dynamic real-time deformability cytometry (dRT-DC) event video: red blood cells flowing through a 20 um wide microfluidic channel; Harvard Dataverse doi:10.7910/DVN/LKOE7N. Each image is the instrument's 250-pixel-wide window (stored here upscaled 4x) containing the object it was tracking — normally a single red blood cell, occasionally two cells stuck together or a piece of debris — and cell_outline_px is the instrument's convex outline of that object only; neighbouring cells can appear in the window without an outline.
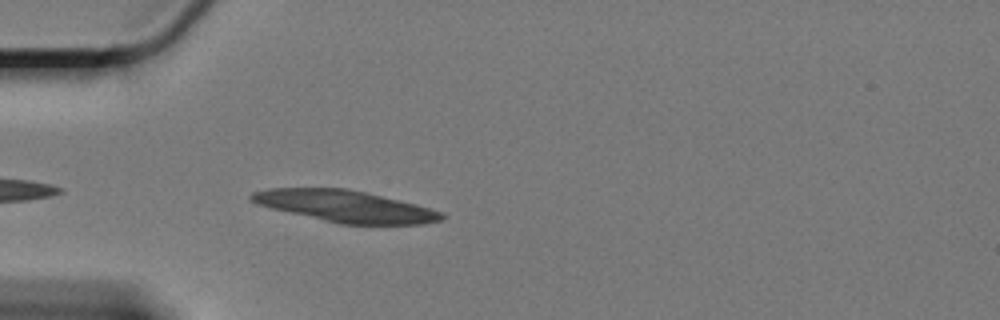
{"species": "Egyptian fruit bat (a non-hibernating species)", "species_latin": "Rousettus aegyptiacus", "temperature_condition": "cold", "stored_images_in_passage": 23, "camera_frame_rate_fps": 3000, "um_per_image_px": 0.085, "animal": {"sex": "female"}, "frame": {"image": 1, "passage_image": 3, "time_ms": 0.667, "image_size_px": [1000, 320], "cell_outline_px": [[444, 220], [424, 224], [340, 224], [272, 208], [256, 204], [248, 200], [248, 196], [252, 192], [268, 188], [348, 188], [416, 204], [444, 212]], "centroid_in_image_um": [29.35, 17.52], "position_along_channel_um": 55.7, "area_um2": 35.03}}
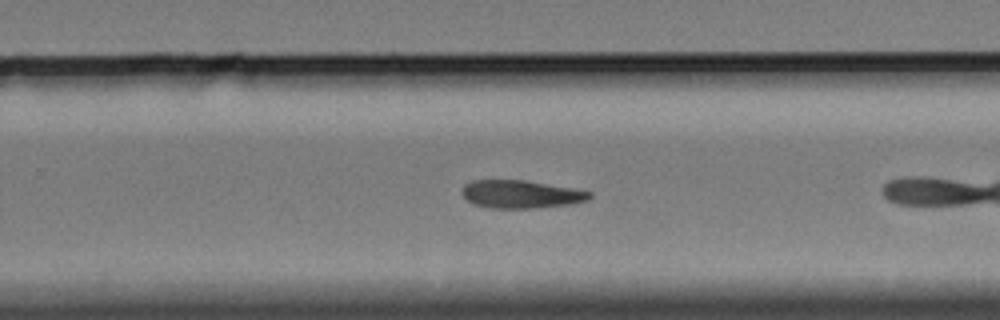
{"frame": {"image": 2, "passage_image": 21, "time_ms": 6.667, "image_size_px": [1000, 320], "cell_outline_px": [[592, 196], [588, 200], [572, 204], [540, 208], [488, 208], [472, 204], [460, 192], [464, 184], [472, 180], [524, 180], [572, 188], [592, 192]], "centroid_in_image_um": [44.26, 16.51], "position_along_channel_um": 285.5, "area_um2": 20.98}}